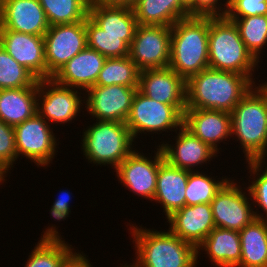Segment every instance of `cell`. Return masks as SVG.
I'll use <instances>...</instances> for the list:
<instances>
[{
  "instance_id": "6da1fadb",
  "label": "cell",
  "mask_w": 267,
  "mask_h": 267,
  "mask_svg": "<svg viewBox=\"0 0 267 267\" xmlns=\"http://www.w3.org/2000/svg\"><path fill=\"white\" fill-rule=\"evenodd\" d=\"M253 86L245 75L206 68L186 81V109L231 113Z\"/></svg>"
},
{
  "instance_id": "7a4b0ae2",
  "label": "cell",
  "mask_w": 267,
  "mask_h": 267,
  "mask_svg": "<svg viewBox=\"0 0 267 267\" xmlns=\"http://www.w3.org/2000/svg\"><path fill=\"white\" fill-rule=\"evenodd\" d=\"M140 227V228H139ZM130 225L136 259L129 267H196L197 249L169 229L157 231Z\"/></svg>"
},
{
  "instance_id": "3957f363",
  "label": "cell",
  "mask_w": 267,
  "mask_h": 267,
  "mask_svg": "<svg viewBox=\"0 0 267 267\" xmlns=\"http://www.w3.org/2000/svg\"><path fill=\"white\" fill-rule=\"evenodd\" d=\"M231 114V135L239 140L247 161H265L267 156V89L253 86ZM266 155V156H265Z\"/></svg>"
},
{
  "instance_id": "277c9868",
  "label": "cell",
  "mask_w": 267,
  "mask_h": 267,
  "mask_svg": "<svg viewBox=\"0 0 267 267\" xmlns=\"http://www.w3.org/2000/svg\"><path fill=\"white\" fill-rule=\"evenodd\" d=\"M209 17L189 16L171 26L170 64L185 81L209 68Z\"/></svg>"
},
{
  "instance_id": "5b68a950",
  "label": "cell",
  "mask_w": 267,
  "mask_h": 267,
  "mask_svg": "<svg viewBox=\"0 0 267 267\" xmlns=\"http://www.w3.org/2000/svg\"><path fill=\"white\" fill-rule=\"evenodd\" d=\"M208 58L209 68L245 75L256 85L252 76L259 62L246 49L237 26L225 16L209 17Z\"/></svg>"
},
{
  "instance_id": "8992f818",
  "label": "cell",
  "mask_w": 267,
  "mask_h": 267,
  "mask_svg": "<svg viewBox=\"0 0 267 267\" xmlns=\"http://www.w3.org/2000/svg\"><path fill=\"white\" fill-rule=\"evenodd\" d=\"M83 132V155L89 163L115 169L133 151L134 139L124 122L95 120Z\"/></svg>"
},
{
  "instance_id": "52a82bcc",
  "label": "cell",
  "mask_w": 267,
  "mask_h": 267,
  "mask_svg": "<svg viewBox=\"0 0 267 267\" xmlns=\"http://www.w3.org/2000/svg\"><path fill=\"white\" fill-rule=\"evenodd\" d=\"M125 123L135 140L139 133L179 130L183 115L173 105L157 102L137 90Z\"/></svg>"
},
{
  "instance_id": "ba28073f",
  "label": "cell",
  "mask_w": 267,
  "mask_h": 267,
  "mask_svg": "<svg viewBox=\"0 0 267 267\" xmlns=\"http://www.w3.org/2000/svg\"><path fill=\"white\" fill-rule=\"evenodd\" d=\"M49 124L52 123L36 113L14 126L17 159L20 155H25L24 157L36 163L37 167H48V164L52 163L58 140Z\"/></svg>"
},
{
  "instance_id": "9c48e42d",
  "label": "cell",
  "mask_w": 267,
  "mask_h": 267,
  "mask_svg": "<svg viewBox=\"0 0 267 267\" xmlns=\"http://www.w3.org/2000/svg\"><path fill=\"white\" fill-rule=\"evenodd\" d=\"M47 79L87 46L86 19L49 26L43 36Z\"/></svg>"
},
{
  "instance_id": "30bf717a",
  "label": "cell",
  "mask_w": 267,
  "mask_h": 267,
  "mask_svg": "<svg viewBox=\"0 0 267 267\" xmlns=\"http://www.w3.org/2000/svg\"><path fill=\"white\" fill-rule=\"evenodd\" d=\"M171 27L137 25L129 57L140 71L169 67Z\"/></svg>"
},
{
  "instance_id": "8fae6325",
  "label": "cell",
  "mask_w": 267,
  "mask_h": 267,
  "mask_svg": "<svg viewBox=\"0 0 267 267\" xmlns=\"http://www.w3.org/2000/svg\"><path fill=\"white\" fill-rule=\"evenodd\" d=\"M81 94L76 88L60 85L52 78L38 80L37 113L52 123H70L85 101Z\"/></svg>"
},
{
  "instance_id": "7c38bea8",
  "label": "cell",
  "mask_w": 267,
  "mask_h": 267,
  "mask_svg": "<svg viewBox=\"0 0 267 267\" xmlns=\"http://www.w3.org/2000/svg\"><path fill=\"white\" fill-rule=\"evenodd\" d=\"M245 190L248 195L230 179L215 195L210 203L215 227L241 231L256 218L249 190Z\"/></svg>"
},
{
  "instance_id": "4fadbf2b",
  "label": "cell",
  "mask_w": 267,
  "mask_h": 267,
  "mask_svg": "<svg viewBox=\"0 0 267 267\" xmlns=\"http://www.w3.org/2000/svg\"><path fill=\"white\" fill-rule=\"evenodd\" d=\"M158 147L153 156L154 160L146 157L143 152L133 150L115 169L116 176L123 186L135 195L151 201L156 192L158 169L164 160L162 150Z\"/></svg>"
},
{
  "instance_id": "5bb4252c",
  "label": "cell",
  "mask_w": 267,
  "mask_h": 267,
  "mask_svg": "<svg viewBox=\"0 0 267 267\" xmlns=\"http://www.w3.org/2000/svg\"><path fill=\"white\" fill-rule=\"evenodd\" d=\"M138 87L93 86L84 94L85 110L101 121L126 122Z\"/></svg>"
},
{
  "instance_id": "9a60e30c",
  "label": "cell",
  "mask_w": 267,
  "mask_h": 267,
  "mask_svg": "<svg viewBox=\"0 0 267 267\" xmlns=\"http://www.w3.org/2000/svg\"><path fill=\"white\" fill-rule=\"evenodd\" d=\"M138 90L157 102L173 105L182 115L186 109V81L172 68L140 71Z\"/></svg>"
},
{
  "instance_id": "2e32d148",
  "label": "cell",
  "mask_w": 267,
  "mask_h": 267,
  "mask_svg": "<svg viewBox=\"0 0 267 267\" xmlns=\"http://www.w3.org/2000/svg\"><path fill=\"white\" fill-rule=\"evenodd\" d=\"M0 45L38 80L47 79L43 36L0 29Z\"/></svg>"
},
{
  "instance_id": "e0dca14e",
  "label": "cell",
  "mask_w": 267,
  "mask_h": 267,
  "mask_svg": "<svg viewBox=\"0 0 267 267\" xmlns=\"http://www.w3.org/2000/svg\"><path fill=\"white\" fill-rule=\"evenodd\" d=\"M0 29L44 36L49 24L39 0H0Z\"/></svg>"
},
{
  "instance_id": "ac0fdd59",
  "label": "cell",
  "mask_w": 267,
  "mask_h": 267,
  "mask_svg": "<svg viewBox=\"0 0 267 267\" xmlns=\"http://www.w3.org/2000/svg\"><path fill=\"white\" fill-rule=\"evenodd\" d=\"M169 230L197 248L215 228L210 203L186 205L167 218Z\"/></svg>"
},
{
  "instance_id": "d6986e66",
  "label": "cell",
  "mask_w": 267,
  "mask_h": 267,
  "mask_svg": "<svg viewBox=\"0 0 267 267\" xmlns=\"http://www.w3.org/2000/svg\"><path fill=\"white\" fill-rule=\"evenodd\" d=\"M183 126L217 153L218 144L231 136V114L210 109H185Z\"/></svg>"
},
{
  "instance_id": "ffe728a7",
  "label": "cell",
  "mask_w": 267,
  "mask_h": 267,
  "mask_svg": "<svg viewBox=\"0 0 267 267\" xmlns=\"http://www.w3.org/2000/svg\"><path fill=\"white\" fill-rule=\"evenodd\" d=\"M106 59L98 51L86 46L63 65L52 79L60 85L86 91L95 85Z\"/></svg>"
},
{
  "instance_id": "44dd1931",
  "label": "cell",
  "mask_w": 267,
  "mask_h": 267,
  "mask_svg": "<svg viewBox=\"0 0 267 267\" xmlns=\"http://www.w3.org/2000/svg\"><path fill=\"white\" fill-rule=\"evenodd\" d=\"M175 144L163 142L160 146L164 159L171 165L190 172L197 171V167L211 161L218 154L208 144L194 136L183 125L176 133ZM176 145V146H174ZM194 169V170H193Z\"/></svg>"
},
{
  "instance_id": "7402d4cb",
  "label": "cell",
  "mask_w": 267,
  "mask_h": 267,
  "mask_svg": "<svg viewBox=\"0 0 267 267\" xmlns=\"http://www.w3.org/2000/svg\"><path fill=\"white\" fill-rule=\"evenodd\" d=\"M57 229L52 225L43 231L24 267H70L81 255L80 252L73 251L72 245L62 240Z\"/></svg>"
},
{
  "instance_id": "603a6c76",
  "label": "cell",
  "mask_w": 267,
  "mask_h": 267,
  "mask_svg": "<svg viewBox=\"0 0 267 267\" xmlns=\"http://www.w3.org/2000/svg\"><path fill=\"white\" fill-rule=\"evenodd\" d=\"M188 175L189 171L177 168L165 159L161 162L153 201L162 205L166 218L186 206L185 190Z\"/></svg>"
},
{
  "instance_id": "cb8c5ba5",
  "label": "cell",
  "mask_w": 267,
  "mask_h": 267,
  "mask_svg": "<svg viewBox=\"0 0 267 267\" xmlns=\"http://www.w3.org/2000/svg\"><path fill=\"white\" fill-rule=\"evenodd\" d=\"M196 249L197 260L201 249L215 267H236L241 258L239 231L215 227Z\"/></svg>"
},
{
  "instance_id": "d4e9b609",
  "label": "cell",
  "mask_w": 267,
  "mask_h": 267,
  "mask_svg": "<svg viewBox=\"0 0 267 267\" xmlns=\"http://www.w3.org/2000/svg\"><path fill=\"white\" fill-rule=\"evenodd\" d=\"M133 11L138 25L171 27L189 17L186 0H136Z\"/></svg>"
},
{
  "instance_id": "484cf974",
  "label": "cell",
  "mask_w": 267,
  "mask_h": 267,
  "mask_svg": "<svg viewBox=\"0 0 267 267\" xmlns=\"http://www.w3.org/2000/svg\"><path fill=\"white\" fill-rule=\"evenodd\" d=\"M38 82L34 86L0 90V119L18 125L37 113Z\"/></svg>"
},
{
  "instance_id": "4316f807",
  "label": "cell",
  "mask_w": 267,
  "mask_h": 267,
  "mask_svg": "<svg viewBox=\"0 0 267 267\" xmlns=\"http://www.w3.org/2000/svg\"><path fill=\"white\" fill-rule=\"evenodd\" d=\"M239 234L241 258L236 267H267V221L255 218Z\"/></svg>"
},
{
  "instance_id": "83f0119b",
  "label": "cell",
  "mask_w": 267,
  "mask_h": 267,
  "mask_svg": "<svg viewBox=\"0 0 267 267\" xmlns=\"http://www.w3.org/2000/svg\"><path fill=\"white\" fill-rule=\"evenodd\" d=\"M88 16L105 34L134 35L138 25L133 8L107 7L97 3L89 6Z\"/></svg>"
},
{
  "instance_id": "f1b7e54d",
  "label": "cell",
  "mask_w": 267,
  "mask_h": 267,
  "mask_svg": "<svg viewBox=\"0 0 267 267\" xmlns=\"http://www.w3.org/2000/svg\"><path fill=\"white\" fill-rule=\"evenodd\" d=\"M87 46L98 51L106 58L129 56L134 35L105 34L89 16L86 18Z\"/></svg>"
},
{
  "instance_id": "f546056e",
  "label": "cell",
  "mask_w": 267,
  "mask_h": 267,
  "mask_svg": "<svg viewBox=\"0 0 267 267\" xmlns=\"http://www.w3.org/2000/svg\"><path fill=\"white\" fill-rule=\"evenodd\" d=\"M140 70L129 56L107 58L94 86L124 85L138 87Z\"/></svg>"
},
{
  "instance_id": "4dcf8cb0",
  "label": "cell",
  "mask_w": 267,
  "mask_h": 267,
  "mask_svg": "<svg viewBox=\"0 0 267 267\" xmlns=\"http://www.w3.org/2000/svg\"><path fill=\"white\" fill-rule=\"evenodd\" d=\"M237 26L246 49L260 62L263 47L267 45V15H254L242 18H227Z\"/></svg>"
},
{
  "instance_id": "1f68e13d",
  "label": "cell",
  "mask_w": 267,
  "mask_h": 267,
  "mask_svg": "<svg viewBox=\"0 0 267 267\" xmlns=\"http://www.w3.org/2000/svg\"><path fill=\"white\" fill-rule=\"evenodd\" d=\"M49 26L72 24L88 17L89 6L83 0H39Z\"/></svg>"
},
{
  "instance_id": "d6a6232c",
  "label": "cell",
  "mask_w": 267,
  "mask_h": 267,
  "mask_svg": "<svg viewBox=\"0 0 267 267\" xmlns=\"http://www.w3.org/2000/svg\"><path fill=\"white\" fill-rule=\"evenodd\" d=\"M230 180L222 177L221 180L212 179L201 171H189L185 190L186 205L193 206L202 203H211L215 195Z\"/></svg>"
},
{
  "instance_id": "836d02e7",
  "label": "cell",
  "mask_w": 267,
  "mask_h": 267,
  "mask_svg": "<svg viewBox=\"0 0 267 267\" xmlns=\"http://www.w3.org/2000/svg\"><path fill=\"white\" fill-rule=\"evenodd\" d=\"M38 79L0 45V90L34 86Z\"/></svg>"
},
{
  "instance_id": "e575fe53",
  "label": "cell",
  "mask_w": 267,
  "mask_h": 267,
  "mask_svg": "<svg viewBox=\"0 0 267 267\" xmlns=\"http://www.w3.org/2000/svg\"><path fill=\"white\" fill-rule=\"evenodd\" d=\"M247 163L249 164L247 167L250 169V176H254L251 178L253 179L251 181L252 184L247 187L251 196V201L254 200L252 203L255 202L253 207L257 203L258 205L256 204V206H259V208L261 207L262 211L266 213L265 217L261 212L260 214L259 211L257 213L256 209V211H254L255 217L267 221V166H263L265 161H247ZM263 167H265V170L262 169Z\"/></svg>"
},
{
  "instance_id": "d590c367",
  "label": "cell",
  "mask_w": 267,
  "mask_h": 267,
  "mask_svg": "<svg viewBox=\"0 0 267 267\" xmlns=\"http://www.w3.org/2000/svg\"><path fill=\"white\" fill-rule=\"evenodd\" d=\"M17 160L14 127L0 119V164L9 172Z\"/></svg>"
},
{
  "instance_id": "8d00e7d4",
  "label": "cell",
  "mask_w": 267,
  "mask_h": 267,
  "mask_svg": "<svg viewBox=\"0 0 267 267\" xmlns=\"http://www.w3.org/2000/svg\"><path fill=\"white\" fill-rule=\"evenodd\" d=\"M267 15V0H229L226 18Z\"/></svg>"
},
{
  "instance_id": "74e56055",
  "label": "cell",
  "mask_w": 267,
  "mask_h": 267,
  "mask_svg": "<svg viewBox=\"0 0 267 267\" xmlns=\"http://www.w3.org/2000/svg\"><path fill=\"white\" fill-rule=\"evenodd\" d=\"M186 3L189 16L223 17L226 15L229 0H226L224 4L220 0H186Z\"/></svg>"
},
{
  "instance_id": "f35d334b",
  "label": "cell",
  "mask_w": 267,
  "mask_h": 267,
  "mask_svg": "<svg viewBox=\"0 0 267 267\" xmlns=\"http://www.w3.org/2000/svg\"><path fill=\"white\" fill-rule=\"evenodd\" d=\"M68 190L60 191L58 198L54 201L50 214L56 221L66 220V217H69V213H71L70 209V201H71V193Z\"/></svg>"
},
{
  "instance_id": "ab89813d",
  "label": "cell",
  "mask_w": 267,
  "mask_h": 267,
  "mask_svg": "<svg viewBox=\"0 0 267 267\" xmlns=\"http://www.w3.org/2000/svg\"><path fill=\"white\" fill-rule=\"evenodd\" d=\"M136 0H100L98 4L107 7H127L133 8Z\"/></svg>"
},
{
  "instance_id": "60d3db41",
  "label": "cell",
  "mask_w": 267,
  "mask_h": 267,
  "mask_svg": "<svg viewBox=\"0 0 267 267\" xmlns=\"http://www.w3.org/2000/svg\"><path fill=\"white\" fill-rule=\"evenodd\" d=\"M82 254L70 265V267H93L85 253Z\"/></svg>"
},
{
  "instance_id": "b9f144b4",
  "label": "cell",
  "mask_w": 267,
  "mask_h": 267,
  "mask_svg": "<svg viewBox=\"0 0 267 267\" xmlns=\"http://www.w3.org/2000/svg\"><path fill=\"white\" fill-rule=\"evenodd\" d=\"M6 173H8V171L0 164V185H2L1 183H4L5 178L7 177Z\"/></svg>"
},
{
  "instance_id": "7bdbcfd3",
  "label": "cell",
  "mask_w": 267,
  "mask_h": 267,
  "mask_svg": "<svg viewBox=\"0 0 267 267\" xmlns=\"http://www.w3.org/2000/svg\"><path fill=\"white\" fill-rule=\"evenodd\" d=\"M99 1H100V0H90V6H91L92 4H97Z\"/></svg>"
},
{
  "instance_id": "ee69618b",
  "label": "cell",
  "mask_w": 267,
  "mask_h": 267,
  "mask_svg": "<svg viewBox=\"0 0 267 267\" xmlns=\"http://www.w3.org/2000/svg\"><path fill=\"white\" fill-rule=\"evenodd\" d=\"M88 6H90V0H83Z\"/></svg>"
},
{
  "instance_id": "f6af8a7d",
  "label": "cell",
  "mask_w": 267,
  "mask_h": 267,
  "mask_svg": "<svg viewBox=\"0 0 267 267\" xmlns=\"http://www.w3.org/2000/svg\"><path fill=\"white\" fill-rule=\"evenodd\" d=\"M127 264L128 263H126V264L123 265V264L120 263V265H121L120 267H129Z\"/></svg>"
},
{
  "instance_id": "bcb514c9",
  "label": "cell",
  "mask_w": 267,
  "mask_h": 267,
  "mask_svg": "<svg viewBox=\"0 0 267 267\" xmlns=\"http://www.w3.org/2000/svg\"><path fill=\"white\" fill-rule=\"evenodd\" d=\"M262 84L267 89V82L265 81V83H262Z\"/></svg>"
}]
</instances>
